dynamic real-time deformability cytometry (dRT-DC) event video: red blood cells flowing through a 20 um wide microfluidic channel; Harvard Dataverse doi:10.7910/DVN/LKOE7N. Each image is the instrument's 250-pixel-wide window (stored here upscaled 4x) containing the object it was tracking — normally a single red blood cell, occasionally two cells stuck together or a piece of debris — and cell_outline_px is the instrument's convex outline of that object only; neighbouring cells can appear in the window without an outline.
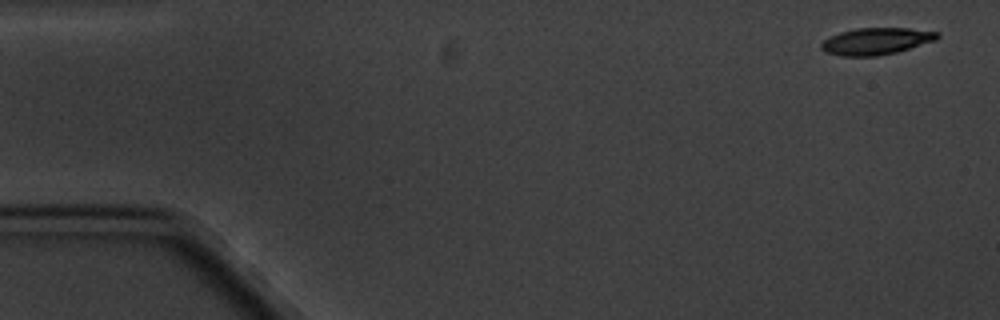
{"species": "common noctule bat (a hibernating species)", "species_latin": "Nyctalus noctula", "temperature_condition": "cold", "stored_images_in_passage": 5, "segment_of_instrument_passage": [1, 2], "camera_frame_rate_fps": 3000, "um_per_image_px": 0.085, "animal": {"sex": "male", "body_mass_g": 20.1, "forearm_length_mm": 53.5}, "frame": {"image": 1, "passage_image": 1, "time_ms": 0.0, "image_size_px": [1000, 320], "cell_outline_px": [[940, 36], [936, 40], [896, 52], [876, 56], [840, 56], [824, 52], [820, 48], [820, 44], [828, 36], [840, 32], [856, 28], [908, 28], [940, 32]], "centroid_in_image_um": [74.44, 3.5], "position_along_channel_um": 10.6, "area_um2": 18.26}}
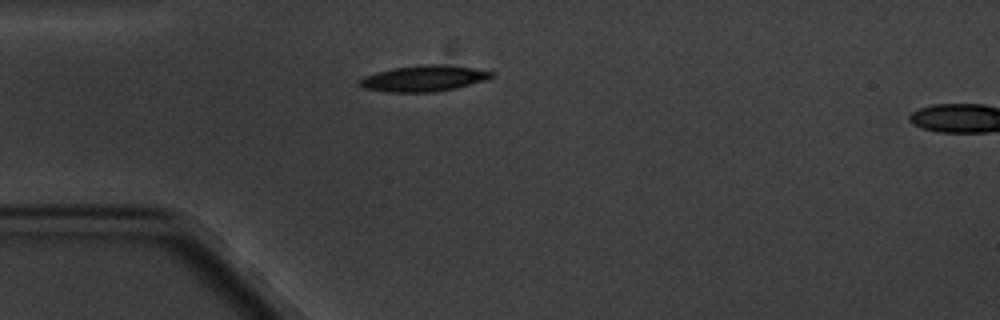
{"frame": {"image": 2, "passage_image": 4, "time_ms": 4.333, "image_size_px": [1000, 320], "cell_outline_px": [[496, 76], [484, 80], [456, 88], [432, 92], [388, 92], [364, 88], [356, 84], [356, 80], [364, 76], [376, 72], [392, 68], [424, 64], [444, 64], [472, 68], [496, 72]], "centroid_in_image_um": [35.99, 6.66], "position_along_channel_um": 49.0, "area_um2": 20.17}}